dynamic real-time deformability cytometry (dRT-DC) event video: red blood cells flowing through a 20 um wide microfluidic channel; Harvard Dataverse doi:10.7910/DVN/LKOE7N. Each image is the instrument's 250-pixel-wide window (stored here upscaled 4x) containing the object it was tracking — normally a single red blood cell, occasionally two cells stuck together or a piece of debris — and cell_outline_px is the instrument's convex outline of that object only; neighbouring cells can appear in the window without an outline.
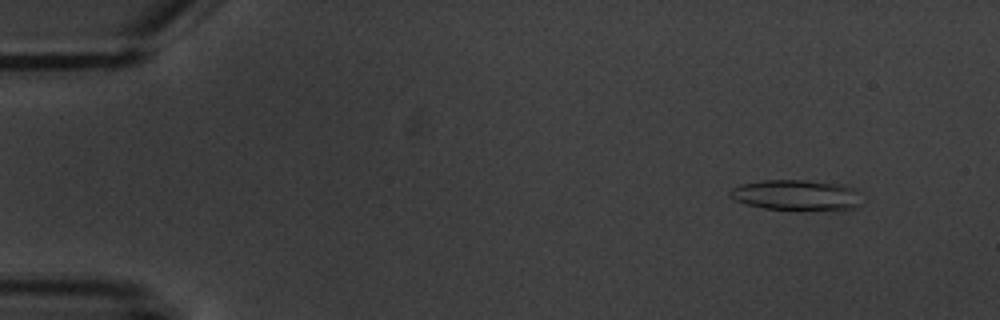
{"species": "common noctule bat (a hibernating species)", "species_latin": "Nyctalus noctula", "temperature_condition": "warm", "stored_images_in_passage": 6, "camera_frame_rate_fps": 3000, "um_per_image_px": 0.085, "animal": {"sex": "male", "body_mass_g": 20.1, "forearm_length_mm": 53.5}, "frame": {"image": 1, "passage_image": 2, "time_ms": 1.333, "image_size_px": [1000, 320], "cell_outline_px": [[856, 204], [852, 208], [764, 208], [748, 204], [736, 200], [728, 192], [732, 188], [740, 184], [760, 180], [804, 180], [844, 184], [856, 188]], "centroid_in_image_um": [67.59, 16.52], "position_along_channel_um": 17.4, "area_um2": 22.37}}